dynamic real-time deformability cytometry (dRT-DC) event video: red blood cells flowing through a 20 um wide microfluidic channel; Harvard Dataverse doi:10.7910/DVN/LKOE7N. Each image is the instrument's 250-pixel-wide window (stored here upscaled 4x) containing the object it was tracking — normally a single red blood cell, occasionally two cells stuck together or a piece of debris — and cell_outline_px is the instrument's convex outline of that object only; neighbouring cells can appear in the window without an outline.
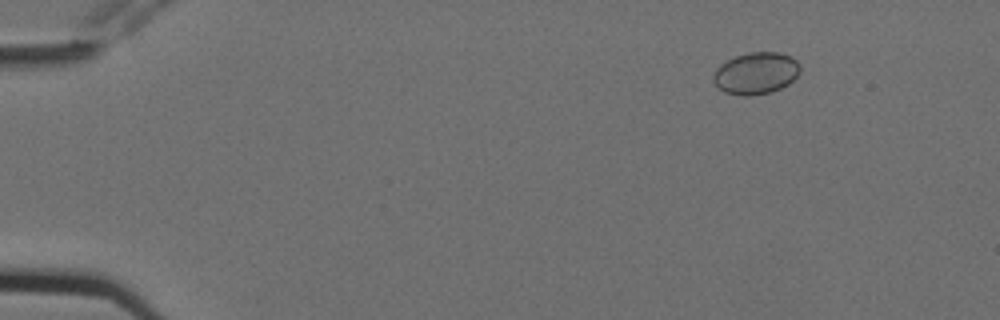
{"species": "Egyptian fruit bat (a non-hibernating species)", "species_latin": "Rousettus aegyptiacus", "temperature_condition": "cold", "stored_images_in_passage": 4, "camera_frame_rate_fps": 3000, "um_per_image_px": 0.085, "animal": {"sex": "female"}, "frame": {"image": 1, "passage_image": 2, "time_ms": 0.333, "image_size_px": [1000, 320], "cell_outline_px": [[800, 72], [788, 84], [772, 92], [748, 96], [740, 96], [724, 92], [712, 80], [712, 76], [716, 68], [720, 64], [736, 56], [748, 52], [780, 52], [792, 56], [800, 64]], "centroid_in_image_um": [64.26, 6.22], "position_along_channel_um": 20.7, "area_um2": 21.33}}
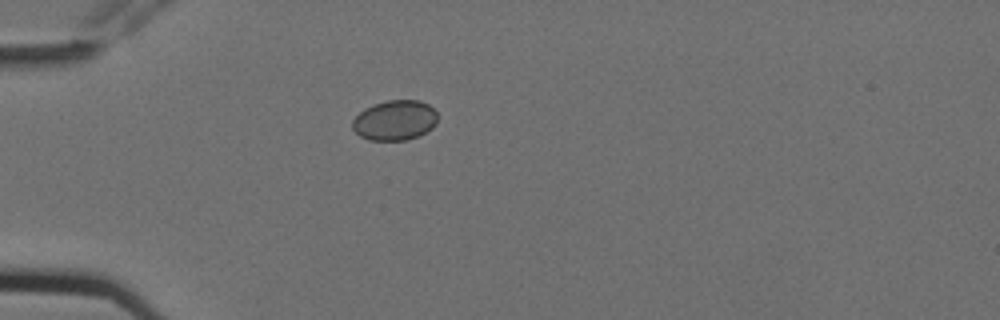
{"frame": {"image": 2, "passage_image": 4, "time_ms": 1.0, "image_size_px": [1000, 320], "cell_outline_px": [[436, 124], [432, 128], [416, 136], [404, 140], [368, 140], [360, 136], [352, 128], [352, 120], [364, 108], [388, 100], [420, 100], [428, 104], [436, 112]], "centroid_in_image_um": [33.54, 10.22], "position_along_channel_um": 51.5, "area_um2": 19.71}}